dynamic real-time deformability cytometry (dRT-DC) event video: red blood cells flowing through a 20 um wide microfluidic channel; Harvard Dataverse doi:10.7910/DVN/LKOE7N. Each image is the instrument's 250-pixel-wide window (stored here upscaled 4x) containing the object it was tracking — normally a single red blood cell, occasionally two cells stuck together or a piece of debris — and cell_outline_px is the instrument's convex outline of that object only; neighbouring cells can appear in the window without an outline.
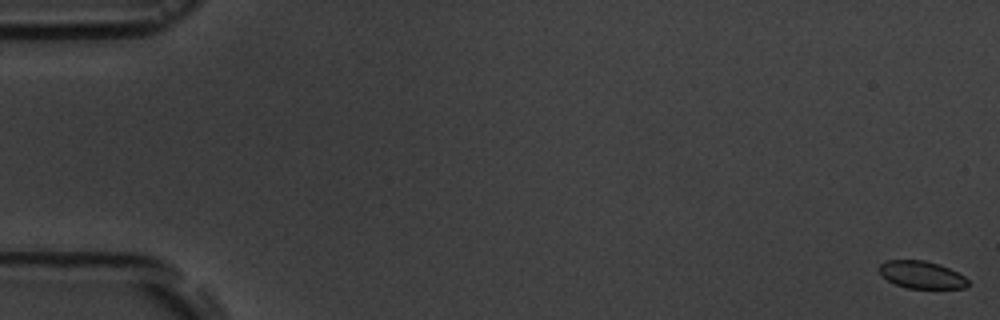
{"species": "common noctule bat (a hibernating species)", "species_latin": "Nyctalus noctula", "temperature_condition": "room temperature", "stored_images_in_passage": 7, "camera_frame_rate_fps": 3000, "um_per_image_px": 0.085, "animal": {"sex": "male", "body_mass_g": 19.5, "forearm_length_mm": 54.6}, "frame": {"image": 1, "passage_image": 1, "time_ms": 0.0, "image_size_px": [1000, 320], "cell_outline_px": [[968, 284], [964, 288], [908, 288], [896, 284], [880, 276], [880, 264], [888, 260], [924, 260], [940, 264], [964, 276], [968, 280]], "centroid_in_image_um": [78.32, 23.35], "position_along_channel_um": 6.7, "area_um2": 14.05}}